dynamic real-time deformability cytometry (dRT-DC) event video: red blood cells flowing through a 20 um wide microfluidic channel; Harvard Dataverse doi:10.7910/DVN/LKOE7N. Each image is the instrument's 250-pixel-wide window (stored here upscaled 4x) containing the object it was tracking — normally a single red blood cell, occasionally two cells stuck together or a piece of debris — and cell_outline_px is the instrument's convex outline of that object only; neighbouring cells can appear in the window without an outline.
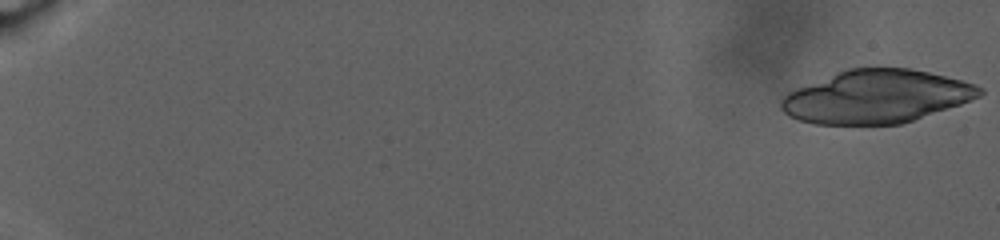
{"species": "human", "species_latin": "Homo sapiens", "temperature_condition": "warm", "stored_images_in_passage": 46, "camera_frame_rate_fps": 3000, "um_per_image_px": 0.085, "donor": {"sex": "male"}, "frame": {"image": 1, "passage_image": 1, "time_ms": 0.0, "image_size_px": [1000, 240], "cell_outline_px": [[984, 92], [980, 96], [960, 104], [900, 124], [816, 124], [800, 120], [788, 116], [780, 108], [780, 100], [788, 92], [796, 88], [848, 68], [912, 68], [976, 84], [984, 88]], "centroid_in_image_um": [74.48, 8.21], "position_along_channel_um": 10.5, "area_um2": 61.04}}